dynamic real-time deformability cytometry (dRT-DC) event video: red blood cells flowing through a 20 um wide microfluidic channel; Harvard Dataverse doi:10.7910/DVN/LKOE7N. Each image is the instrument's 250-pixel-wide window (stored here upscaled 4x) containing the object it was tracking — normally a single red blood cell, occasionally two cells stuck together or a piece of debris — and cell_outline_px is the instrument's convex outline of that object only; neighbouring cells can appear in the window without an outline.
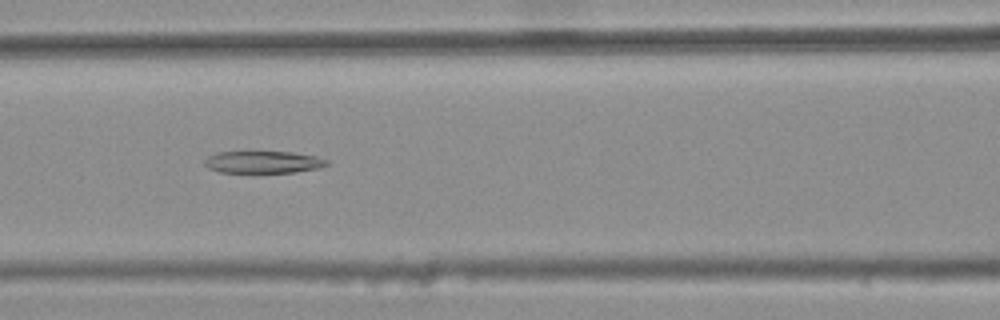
{"species": "common noctule bat (a hibernating species)", "species_latin": "Nyctalus noctula", "temperature_condition": "warm", "stored_images_in_passage": 47, "segment_of_instrument_passage": [2, 2], "camera_frame_rate_fps": 3000, "um_per_image_px": 0.085, "animal": {"sex": "female", "body_mass_g": 25.1}, "frame": {"image": 1, "passage_image": 23, "time_ms": 7.333, "image_size_px": [1000, 320], "cell_outline_px": [[328, 164], [320, 168], [296, 172], [220, 172], [208, 168], [204, 164], [204, 160], [208, 156], [216, 152], [292, 152], [316, 156], [328, 160]], "centroid_in_image_um": [22.37, 13.77], "position_along_channel_um": 144.2, "area_um2": 15.72}}
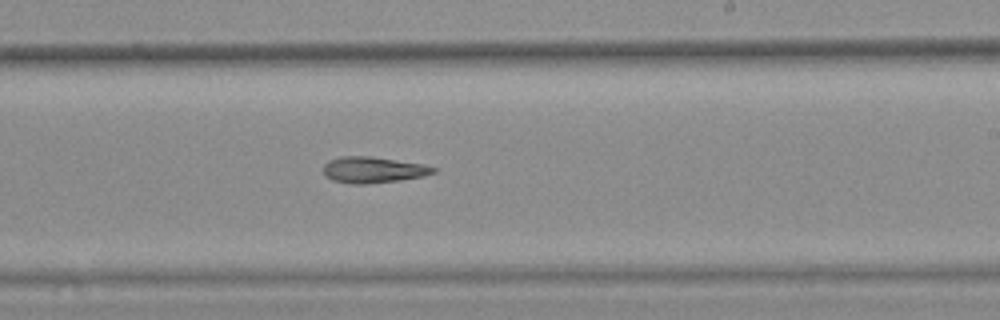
{"frame": {"image": 2, "passage_image": 32, "time_ms": 10.333, "image_size_px": [1000, 320], "cell_outline_px": [[436, 172], [424, 176], [400, 180], [364, 184], [352, 184], [332, 180], [324, 176], [324, 164], [328, 160], [340, 156], [368, 156], [424, 164], [436, 168]], "centroid_in_image_um": [31.69, 14.44], "position_along_channel_um": 257.3, "area_um2": 16.76}}
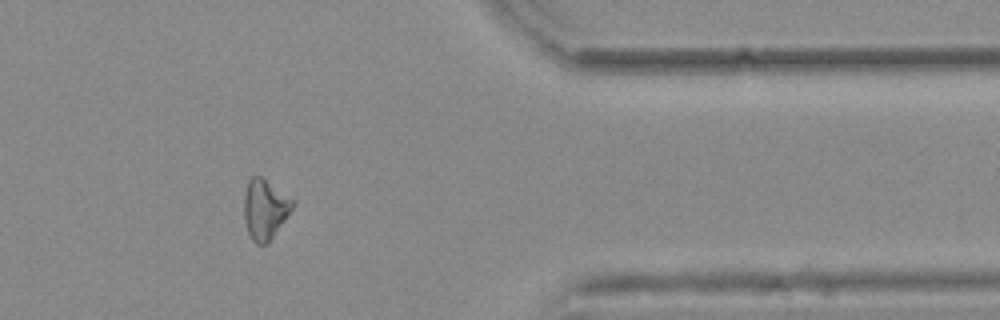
{"frame": {"image": 3, "passage_image": 44, "time_ms": 14.333, "image_size_px": [1000, 320], "cell_outline_px": [[296, 200], [292, 208], [268, 244], [256, 244], [252, 240], [248, 232], [244, 220], [244, 196], [248, 180], [252, 176], [260, 176]], "centroid_in_image_um": [22.51, 17.78], "position_along_channel_um": 388.9, "area_um2": 16.94}}